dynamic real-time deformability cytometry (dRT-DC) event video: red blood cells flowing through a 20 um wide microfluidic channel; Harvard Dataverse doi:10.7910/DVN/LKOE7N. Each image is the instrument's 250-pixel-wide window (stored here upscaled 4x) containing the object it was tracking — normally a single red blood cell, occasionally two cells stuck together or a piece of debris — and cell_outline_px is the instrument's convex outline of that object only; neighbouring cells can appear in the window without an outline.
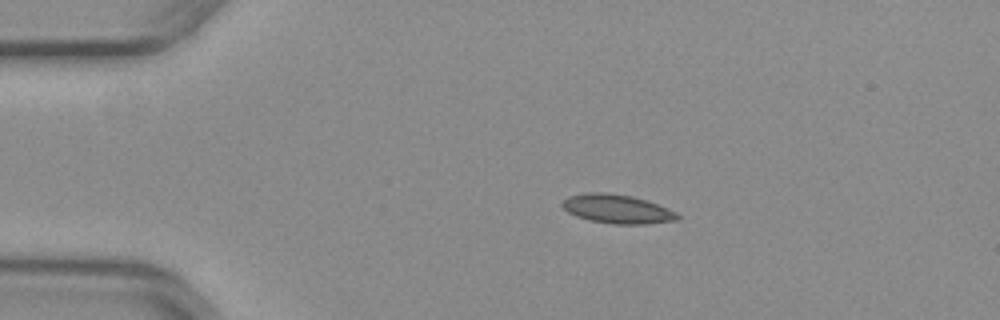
{"species": "common noctule bat (a hibernating species)", "species_latin": "Nyctalus noctula", "temperature_condition": "warm", "stored_images_in_passage": 9, "camera_frame_rate_fps": 3000, "um_per_image_px": 0.085, "animal": {"sex": "female", "body_mass_g": 29.2, "forearm_length_mm": 56.3}, "frame": {"image": 1, "passage_image": 1, "time_ms": 0.0, "image_size_px": [1000, 320], "cell_outline_px": [[680, 220], [648, 224], [616, 224], [592, 220], [576, 216], [568, 212], [560, 204], [568, 196], [584, 192], [604, 192], [632, 196], [668, 208], [676, 212], [680, 216]], "centroid_in_image_um": [52.47, 17.76], "position_along_channel_um": 32.5, "area_um2": 19.36}}
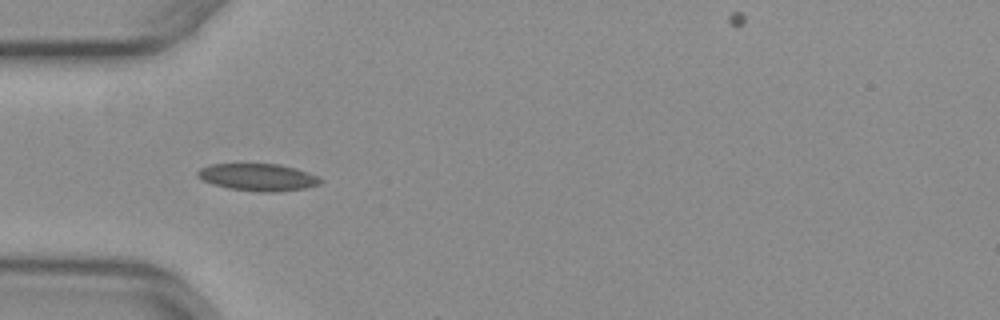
{"frame": {"image": 2, "passage_image": 7, "time_ms": 2.0, "image_size_px": [1000, 320], "cell_outline_px": [[324, 180], [320, 184], [304, 188], [272, 192], [260, 192], [228, 188], [212, 184], [196, 176], [196, 172], [200, 168], [212, 164], [280, 164], [296, 168], [316, 176]], "centroid_in_image_um": [21.91, 15.06], "position_along_channel_um": 63.1, "area_um2": 19.36}}